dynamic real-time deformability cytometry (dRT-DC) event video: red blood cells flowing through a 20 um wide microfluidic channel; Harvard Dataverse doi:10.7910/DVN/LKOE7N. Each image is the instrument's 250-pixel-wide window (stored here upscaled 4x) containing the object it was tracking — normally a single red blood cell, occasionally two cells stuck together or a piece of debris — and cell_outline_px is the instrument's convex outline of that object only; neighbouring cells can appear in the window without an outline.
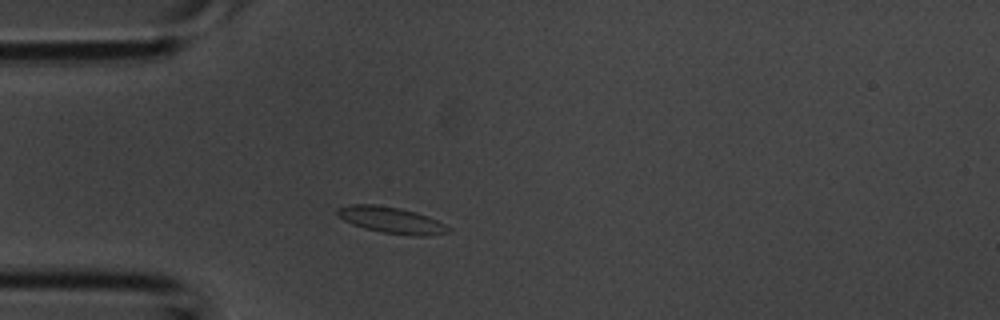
{"species": "common noctule bat (a hibernating species)", "species_latin": "Nyctalus noctula", "temperature_condition": "room temperature", "stored_images_in_passage": 1, "camera_frame_rate_fps": 3000, "um_per_image_px": 0.085, "animal": {"sex": "male", "body_mass_g": 20.1, "forearm_length_mm": 53.5}, "frame": {"image": 1, "passage_image": 1, "time_ms": 0.0, "image_size_px": [1000, 320], "cell_outline_px": [[452, 232], [424, 236], [412, 236], [380, 232], [364, 228], [352, 224], [344, 220], [336, 212], [336, 208], [352, 204], [372, 204], [400, 208], [416, 212], [428, 216], [452, 228]], "centroid_in_image_um": [33.29, 18.72], "position_along_channel_um": 51.7, "area_um2": 17.11}}